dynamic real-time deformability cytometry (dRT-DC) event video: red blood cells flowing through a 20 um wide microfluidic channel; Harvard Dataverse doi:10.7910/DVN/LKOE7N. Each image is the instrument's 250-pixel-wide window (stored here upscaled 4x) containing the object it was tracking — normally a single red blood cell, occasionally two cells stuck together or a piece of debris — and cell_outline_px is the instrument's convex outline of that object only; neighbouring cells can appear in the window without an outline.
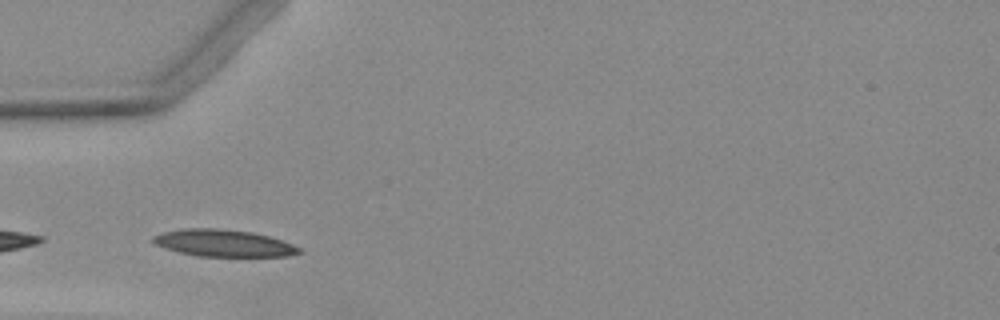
{"species": "Egyptian fruit bat (a non-hibernating species)", "species_latin": "Rousettus aegyptiacus", "temperature_condition": "warm", "stored_images_in_passage": 3, "camera_frame_rate_fps": 3000, "um_per_image_px": 0.085, "animal": {"sex": "female"}, "frame": {"image": 1, "passage_image": 3, "time_ms": 3.0, "image_size_px": [1000, 320], "cell_outline_px": [[304, 252], [288, 256], [200, 256], [180, 252], [156, 244], [152, 240], [152, 236], [164, 232], [184, 228], [216, 228], [252, 232], [268, 236], [292, 244], [300, 248]], "centroid_in_image_um": [19.03, 20.66], "position_along_channel_um": 66.0, "area_um2": 22.66}}